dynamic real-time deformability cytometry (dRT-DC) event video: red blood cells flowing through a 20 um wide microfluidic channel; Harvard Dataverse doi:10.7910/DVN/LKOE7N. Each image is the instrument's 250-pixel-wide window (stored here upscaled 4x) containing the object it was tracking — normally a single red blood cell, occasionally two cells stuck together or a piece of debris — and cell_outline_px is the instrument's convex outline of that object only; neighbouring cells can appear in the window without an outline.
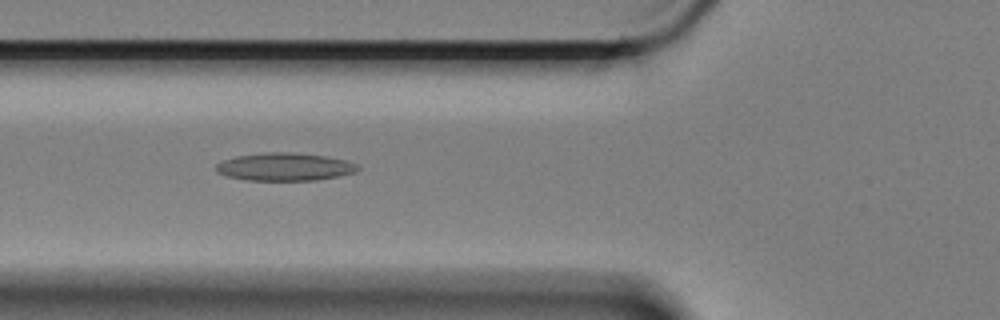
{"species": "Egyptian fruit bat (a non-hibernating species)", "species_latin": "Rousettus aegyptiacus", "temperature_condition": "cold", "stored_images_in_passage": 4, "camera_frame_rate_fps": 3000, "um_per_image_px": 0.085, "animal": {"sex": "female"}, "frame": {"image": 1, "passage_image": 3, "time_ms": 0.667, "image_size_px": [1000, 320], "cell_outline_px": [[360, 168], [352, 172], [336, 176], [316, 180], [248, 180], [228, 176], [216, 172], [216, 164], [224, 160], [236, 156], [264, 152], [292, 152], [324, 156], [344, 160], [356, 164]], "centroid_in_image_um": [24.15, 14.17], "position_along_channel_um": 101.7, "area_um2": 22.66}}
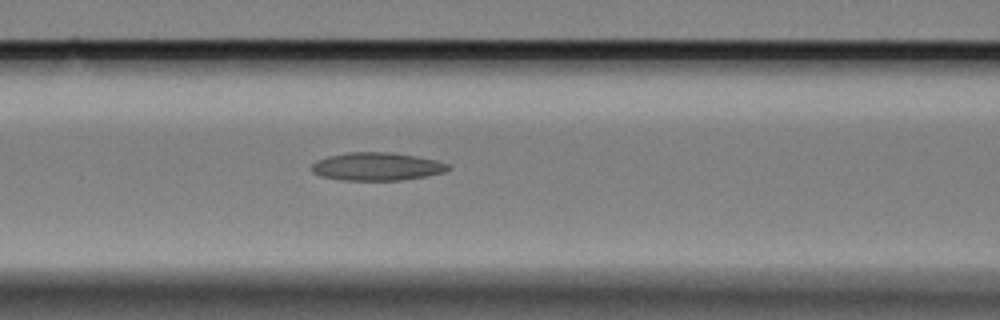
{"frame": {"image": 2, "passage_image": 4, "time_ms": 1.0, "image_size_px": [1000, 320], "cell_outline_px": [[448, 168], [444, 172], [424, 176], [400, 180], [344, 180], [320, 176], [312, 172], [312, 164], [316, 160], [328, 156], [348, 152], [388, 152], [416, 156], [436, 160], [448, 164]], "centroid_in_image_um": [31.98, 14.15], "position_along_channel_um": 134.6, "area_um2": 22.08}}